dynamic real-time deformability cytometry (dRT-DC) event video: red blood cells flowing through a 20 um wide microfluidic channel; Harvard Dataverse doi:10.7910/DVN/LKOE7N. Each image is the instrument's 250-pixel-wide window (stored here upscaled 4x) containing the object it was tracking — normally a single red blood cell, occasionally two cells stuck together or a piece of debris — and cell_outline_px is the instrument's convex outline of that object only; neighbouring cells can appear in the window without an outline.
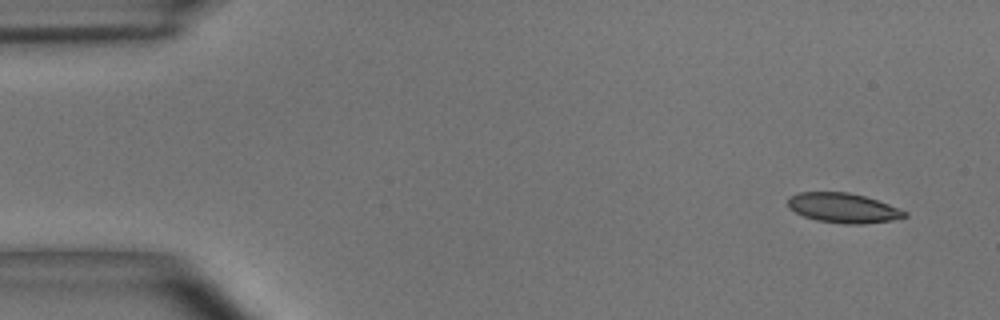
{"species": "common noctule bat (a hibernating species)", "species_latin": "Nyctalus noctula", "temperature_condition": "room temperature", "stored_images_in_passage": 3, "camera_frame_rate_fps": 3000, "um_per_image_px": 0.085, "animal": {"sex": "male", "body_mass_g": 15.6}, "frame": {"image": 1, "passage_image": 3, "time_ms": 0.667, "image_size_px": [1000, 320], "cell_outline_px": [[908, 216], [892, 220], [864, 224], [844, 224], [816, 220], [804, 216], [788, 208], [788, 196], [800, 192], [848, 192], [864, 196], [888, 204], [908, 212]], "centroid_in_image_um": [71.66, 17.68], "position_along_channel_um": 13.3, "area_um2": 20.23}}